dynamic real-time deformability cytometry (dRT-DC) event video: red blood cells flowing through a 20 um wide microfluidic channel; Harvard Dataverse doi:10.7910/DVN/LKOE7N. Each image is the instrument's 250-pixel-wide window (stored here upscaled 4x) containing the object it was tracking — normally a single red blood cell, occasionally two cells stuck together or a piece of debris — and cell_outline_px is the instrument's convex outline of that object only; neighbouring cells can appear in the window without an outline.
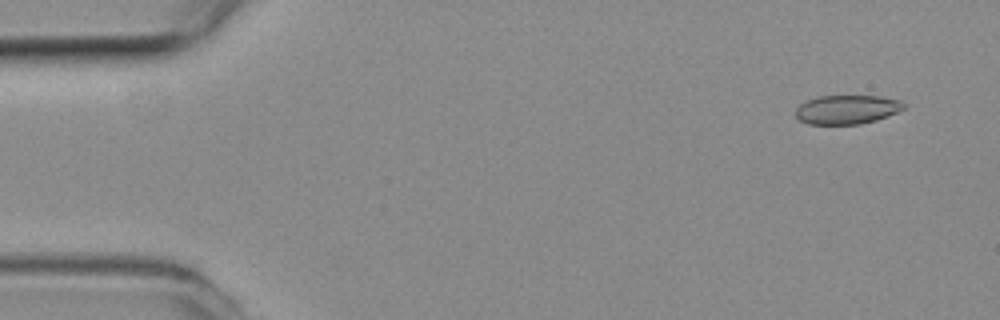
{"species": "common noctule bat (a hibernating species)", "species_latin": "Nyctalus noctula", "temperature_condition": "room temperature", "stored_images_in_passage": 12, "camera_frame_rate_fps": 3000, "um_per_image_px": 0.085, "animal": {"sex": "female", "body_mass_g": 19.3, "forearm_length_mm": 54.1}, "frame": {"image": 1, "passage_image": 4, "time_ms": 1.0, "image_size_px": [1000, 320], "cell_outline_px": [[904, 108], [896, 112], [876, 120], [860, 124], [808, 124], [800, 120], [796, 116], [796, 108], [804, 100], [820, 96], [880, 96], [900, 100], [904, 104]], "centroid_in_image_um": [71.96, 9.3], "position_along_channel_um": 13.0, "area_um2": 18.21}}